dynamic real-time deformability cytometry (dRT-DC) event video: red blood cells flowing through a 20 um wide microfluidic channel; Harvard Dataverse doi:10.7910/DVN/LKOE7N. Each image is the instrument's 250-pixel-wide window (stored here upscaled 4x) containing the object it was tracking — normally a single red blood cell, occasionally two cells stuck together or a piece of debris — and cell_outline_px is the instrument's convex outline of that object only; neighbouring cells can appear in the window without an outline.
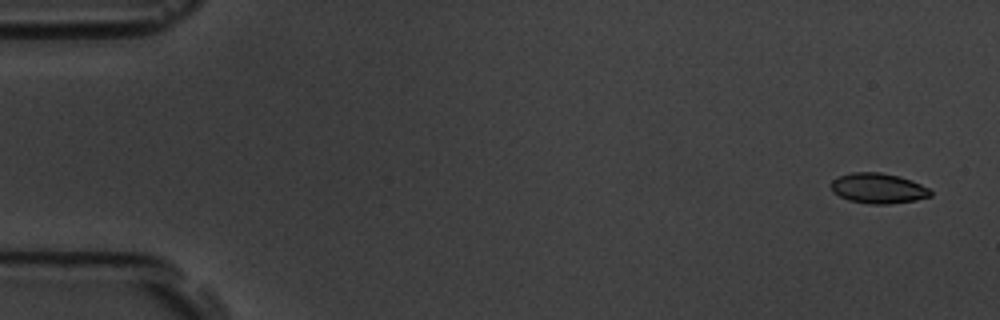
{"species": "common noctule bat (a hibernating species)", "species_latin": "Nyctalus noctula", "temperature_condition": "room temperature", "stored_images_in_passage": 6, "camera_frame_rate_fps": 3000, "um_per_image_px": 0.085, "animal": {"sex": "male", "body_mass_g": 19.5, "forearm_length_mm": 54.6}, "frame": {"image": 1, "passage_image": 1, "time_ms": 0.0, "image_size_px": [1000, 320], "cell_outline_px": [[932, 196], [916, 200], [888, 204], [872, 204], [848, 200], [832, 192], [832, 180], [840, 176], [852, 172], [880, 172], [900, 176], [912, 180], [928, 188], [932, 192]], "centroid_in_image_um": [74.66, 16.0], "position_along_channel_um": 10.3, "area_um2": 17.51}}
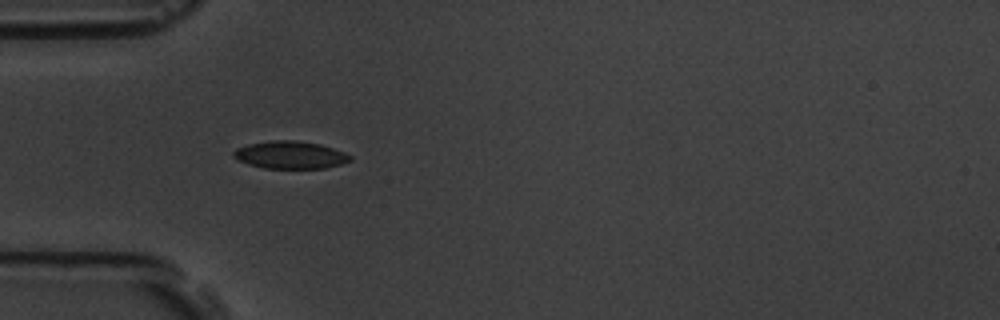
{"frame": {"image": 2, "passage_image": 5, "time_ms": 1.333, "image_size_px": [1000, 320], "cell_outline_px": [[352, 160], [340, 164], [324, 168], [264, 168], [248, 164], [236, 160], [232, 156], [232, 152], [236, 148], [248, 144], [272, 140], [296, 140], [320, 144], [344, 152], [352, 156]], "centroid_in_image_um": [24.63, 13.16], "position_along_channel_um": 60.4, "area_um2": 18.79}}
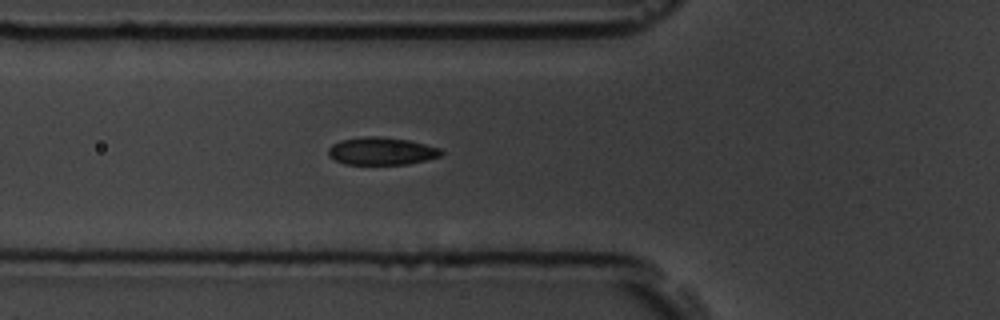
{"frame": {"image": 3, "passage_image": 6, "time_ms": 1.667, "image_size_px": [1000, 320], "cell_outline_px": [[444, 152], [440, 156], [408, 164], [344, 164], [328, 156], [328, 148], [332, 144], [340, 140], [364, 136], [380, 136], [408, 140], [440, 148]], "centroid_in_image_um": [32.4, 12.84], "position_along_channel_um": 93.4, "area_um2": 18.15}}